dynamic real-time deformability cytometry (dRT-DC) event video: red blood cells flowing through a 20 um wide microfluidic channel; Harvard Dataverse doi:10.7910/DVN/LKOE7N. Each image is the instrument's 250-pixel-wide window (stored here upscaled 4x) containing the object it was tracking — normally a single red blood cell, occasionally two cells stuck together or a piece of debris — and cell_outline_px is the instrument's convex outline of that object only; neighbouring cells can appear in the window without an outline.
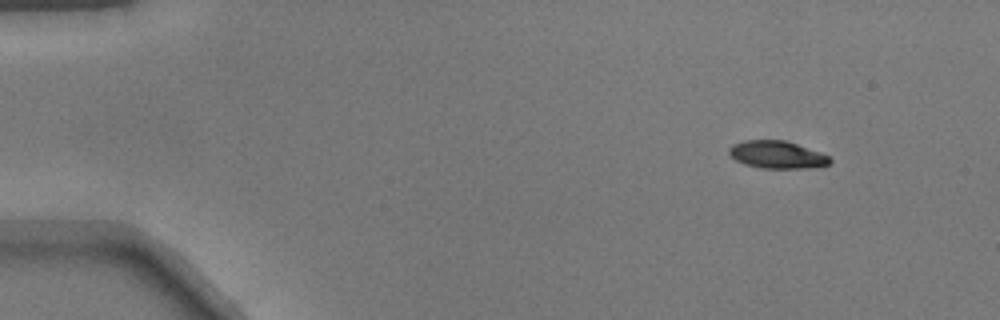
{"species": "common noctule bat (a hibernating species)", "species_latin": "Nyctalus noctula", "temperature_condition": "warm", "stored_images_in_passage": 46, "camera_frame_rate_fps": 3000, "um_per_image_px": 0.085, "animal": {"sex": "male", "body_mass_g": 17.9}, "frame": {"image": 1, "passage_image": 1, "time_ms": 0.0, "image_size_px": [1000, 320], "cell_outline_px": [[832, 164], [820, 168], [760, 168], [744, 164], [736, 160], [728, 152], [728, 148], [732, 144], [744, 140], [784, 140], [820, 152], [828, 156], [832, 160]], "centroid_in_image_um": [66.08, 13.16], "position_along_channel_um": 18.9, "area_um2": 16.36}}
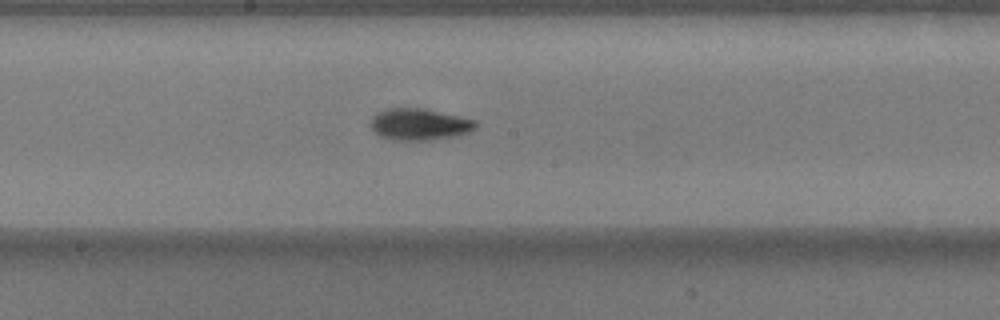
{"frame": {"image": 2, "passage_image": 23, "time_ms": 7.333, "image_size_px": [1000, 320], "cell_outline_px": [[480, 124], [476, 128], [468, 132], [456, 136], [428, 140], [396, 140], [380, 136], [372, 128], [372, 116], [376, 112], [388, 108], [424, 108], [476, 120]], "centroid_in_image_um": [35.68, 10.56], "position_along_channel_um": 212.5, "area_um2": 19.36}}
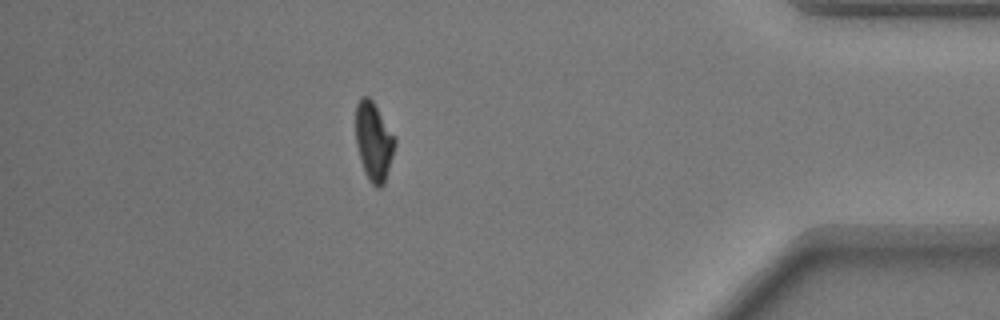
{"frame": {"image": 3, "passage_image": 40, "time_ms": 13.0, "image_size_px": [1000, 320], "cell_outline_px": [[396, 144], [384, 184], [380, 188], [376, 188], [368, 180], [364, 172], [360, 160], [356, 144], [356, 104], [360, 96], [368, 96], [372, 100], [396, 136]], "centroid_in_image_um": [31.77, 12.02], "position_along_channel_um": 403.4, "area_um2": 18.21}}